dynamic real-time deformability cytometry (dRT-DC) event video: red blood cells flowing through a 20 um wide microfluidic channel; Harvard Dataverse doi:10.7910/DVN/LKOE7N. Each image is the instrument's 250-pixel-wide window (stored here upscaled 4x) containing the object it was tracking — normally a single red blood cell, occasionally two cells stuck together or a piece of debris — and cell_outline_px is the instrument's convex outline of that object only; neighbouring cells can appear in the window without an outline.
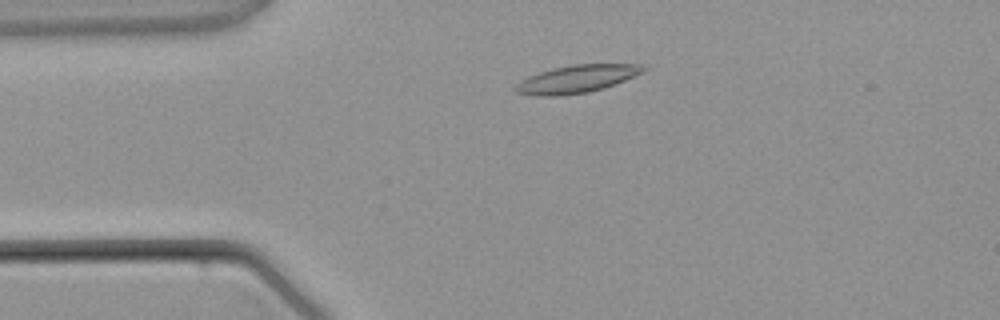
{"species": "common noctule bat (a hibernating species)", "species_latin": "Nyctalus noctula", "temperature_condition": "warm", "stored_images_in_passage": 2, "camera_frame_rate_fps": 3000, "um_per_image_px": 0.085, "animal": {"sex": "male", "body_mass_g": 21.5, "forearm_length_mm": 52.0}, "frame": {"image": 1, "passage_image": 2, "time_ms": 1.333, "image_size_px": [1000, 320], "cell_outline_px": [[648, 68], [644, 72], [616, 84], [604, 88], [588, 92], [560, 96], [536, 96], [516, 92], [512, 88], [520, 80], [528, 76], [552, 68], [572, 64], [640, 64]], "centroid_in_image_um": [49.01, 6.71], "position_along_channel_um": 36.0, "area_um2": 20.87}}